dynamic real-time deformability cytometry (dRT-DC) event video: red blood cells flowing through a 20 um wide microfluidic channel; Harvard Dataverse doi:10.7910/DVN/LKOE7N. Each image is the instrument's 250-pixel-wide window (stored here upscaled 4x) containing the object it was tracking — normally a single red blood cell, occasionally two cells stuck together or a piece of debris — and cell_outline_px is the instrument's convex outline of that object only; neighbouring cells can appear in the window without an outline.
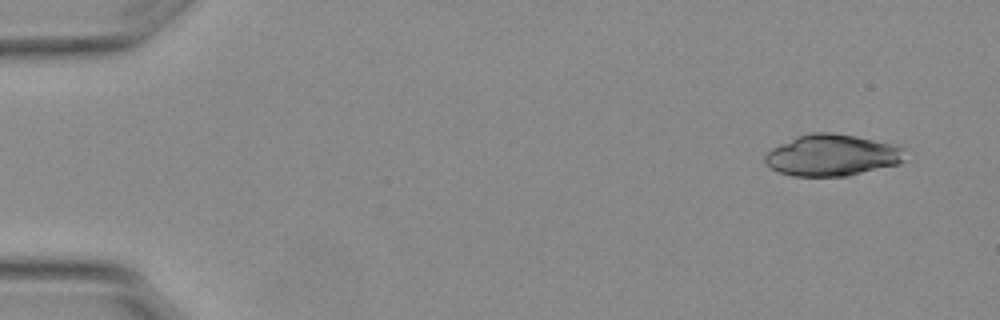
{"species": "Egyptian fruit bat (a non-hibernating species)", "species_latin": "Rousettus aegyptiacus", "temperature_condition": "warm", "stored_images_in_passage": 5, "camera_frame_rate_fps": 3000, "um_per_image_px": 0.085, "animal": {"sex": "female"}, "frame": {"image": 1, "passage_image": 1, "time_ms": 0.0, "image_size_px": [1000, 320], "cell_outline_px": [[904, 160], [900, 164], [848, 176], [792, 176], [780, 172], [772, 168], [764, 160], [764, 156], [772, 148], [796, 136], [812, 132], [832, 132], [856, 136], [888, 144], [900, 148]], "centroid_in_image_um": [70.68, 13.2], "position_along_channel_um": 14.3, "area_um2": 33.47}}